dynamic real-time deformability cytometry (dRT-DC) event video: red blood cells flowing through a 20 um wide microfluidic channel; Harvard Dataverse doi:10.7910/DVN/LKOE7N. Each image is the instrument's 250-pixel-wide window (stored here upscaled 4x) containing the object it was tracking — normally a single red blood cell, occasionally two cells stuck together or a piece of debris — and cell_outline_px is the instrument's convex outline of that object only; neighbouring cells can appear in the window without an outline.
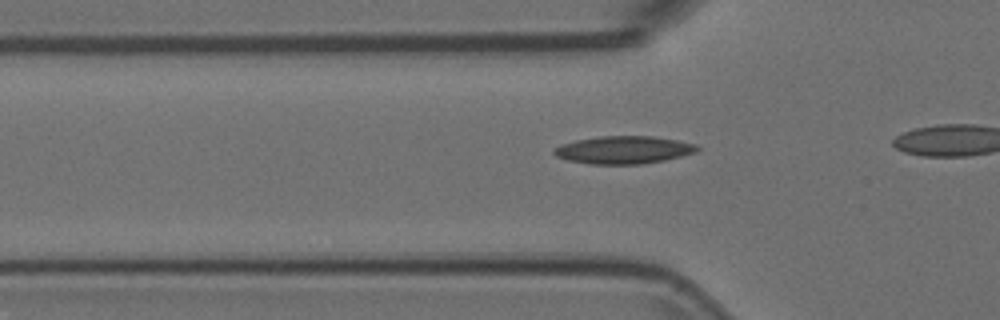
{"species": "Egyptian fruit bat (a non-hibernating species)", "species_latin": "Rousettus aegyptiacus", "temperature_condition": "room temperature", "stored_images_in_passage": 17, "camera_frame_rate_fps": 3000, "um_per_image_px": 0.085, "animal": {"sex": "female"}, "frame": {"image": 1, "passage_image": 8, "time_ms": 2.333, "image_size_px": [1000, 320], "cell_outline_px": [[700, 148], [696, 152], [664, 160], [640, 164], [588, 164], [568, 160], [556, 156], [552, 152], [552, 148], [560, 144], [576, 140], [600, 136], [652, 136], [676, 140], [696, 144]], "centroid_in_image_um": [52.96, 12.74], "position_along_channel_um": 72.8, "area_um2": 23.12}}
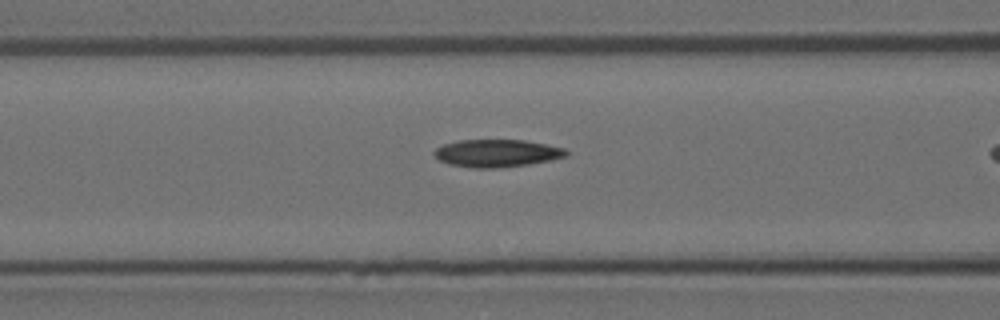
{"frame": {"image": 2, "passage_image": 12, "time_ms": 3.667, "image_size_px": [1000, 320], "cell_outline_px": [[568, 156], [528, 164], [500, 168], [472, 168], [448, 164], [440, 160], [432, 152], [436, 148], [444, 144], [456, 140], [524, 140], [564, 148], [568, 152]], "centroid_in_image_um": [42.2, 13.02], "position_along_channel_um": 124.4, "area_um2": 21.15}}
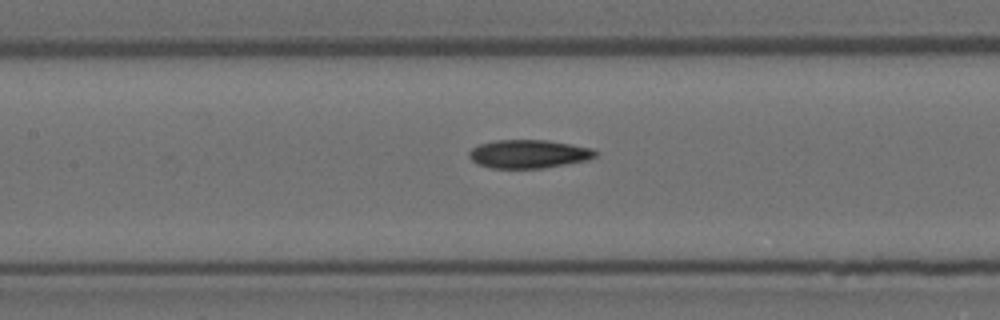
{"frame": {"image": 3, "passage_image": 15, "time_ms": 4.667, "image_size_px": [1000, 320], "cell_outline_px": [[600, 152], [596, 156], [588, 160], [544, 168], [492, 168], [476, 164], [468, 156], [468, 152], [472, 148], [480, 144], [496, 140], [548, 140], [592, 148]], "centroid_in_image_um": [44.95, 13.09], "position_along_channel_um": 162.5, "area_um2": 21.04}}